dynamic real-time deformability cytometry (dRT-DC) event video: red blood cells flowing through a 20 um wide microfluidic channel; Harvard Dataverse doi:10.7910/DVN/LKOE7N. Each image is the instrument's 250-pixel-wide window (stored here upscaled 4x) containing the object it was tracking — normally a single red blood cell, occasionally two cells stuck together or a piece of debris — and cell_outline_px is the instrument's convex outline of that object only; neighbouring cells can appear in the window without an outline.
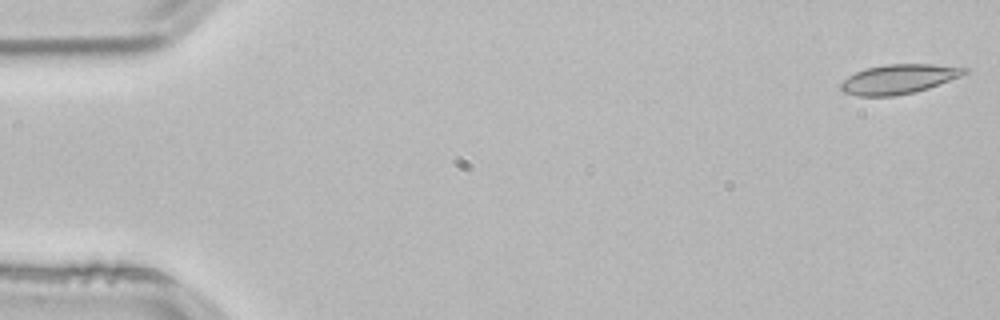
{"species": "common noctule bat (a hibernating species)", "species_latin": "Nyctalus noctula", "temperature_condition": "room temperature", "stored_images_in_passage": 33, "camera_frame_rate_fps": 3000, "um_per_image_px": 0.085, "animal": {"sex": "male", "body_mass_g": 21.5, "forearm_length_mm": 52.0}, "frame": {"image": 1, "passage_image": 1, "time_ms": 0.0, "image_size_px": [1000, 320], "cell_outline_px": [[968, 72], [960, 76], [928, 88], [912, 92], [892, 96], [856, 96], [844, 92], [840, 88], [840, 84], [848, 76], [864, 68], [888, 64], [932, 64], [968, 68]], "centroid_in_image_um": [76.36, 6.71], "position_along_channel_um": 8.6, "area_um2": 21.04}}
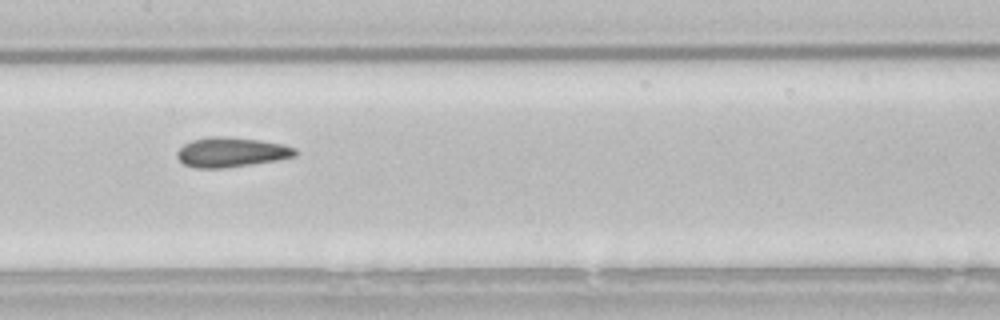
{"frame": {"image": 2, "passage_image": 26, "time_ms": 8.333, "image_size_px": [1000, 320], "cell_outline_px": [[300, 152], [296, 156], [276, 160], [252, 164], [224, 168], [196, 168], [184, 164], [176, 156], [176, 152], [184, 144], [192, 140], [212, 136], [224, 136], [260, 140], [284, 144], [296, 148]], "centroid_in_image_um": [19.69, 12.93], "position_along_channel_um": 187.7, "area_um2": 20.58}}
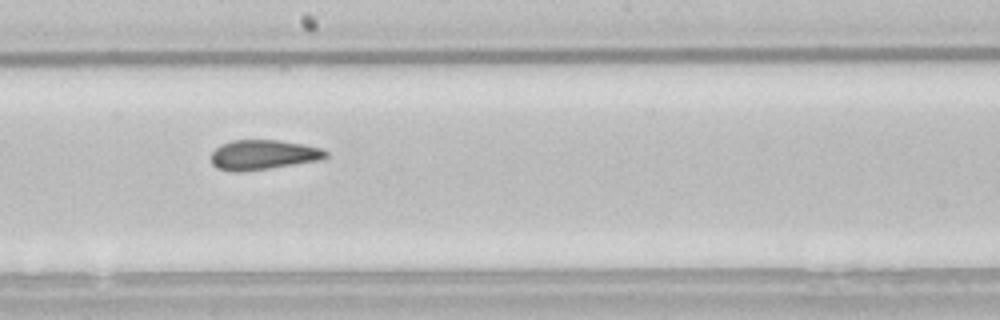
{"frame": {"image": 3, "passage_image": 29, "time_ms": 9.333, "image_size_px": [1000, 320], "cell_outline_px": [[328, 156], [320, 160], [268, 168], [240, 172], [228, 172], [216, 168], [212, 164], [212, 152], [220, 144], [232, 140], [280, 140], [304, 144], [320, 148], [328, 152]], "centroid_in_image_um": [22.34, 13.15], "position_along_channel_um": 225.9, "area_um2": 20.0}}